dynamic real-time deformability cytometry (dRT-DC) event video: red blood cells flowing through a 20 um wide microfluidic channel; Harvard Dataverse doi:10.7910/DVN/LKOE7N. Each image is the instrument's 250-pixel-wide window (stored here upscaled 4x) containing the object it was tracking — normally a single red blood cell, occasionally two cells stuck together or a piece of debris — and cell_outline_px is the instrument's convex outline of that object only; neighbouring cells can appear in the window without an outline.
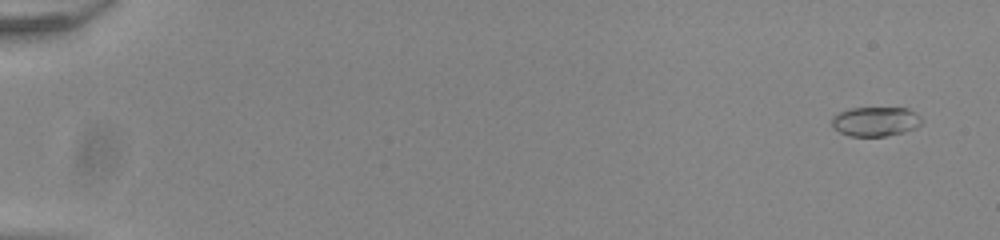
{"species": "common noctule bat (a hibernating species)", "species_latin": "Nyctalus noctula", "temperature_condition": "room temperature", "stored_images_in_passage": 12, "camera_frame_rate_fps": 3000, "um_per_image_px": 0.085, "animal": {"sex": "male", "body_mass_g": 20.0, "forearm_length_mm": 53.3}, "frame": {"image": 1, "passage_image": 1, "time_ms": 0.0, "image_size_px": [1000, 240], "cell_outline_px": [[924, 120], [916, 128], [904, 132], [884, 136], [848, 136], [832, 128], [832, 116], [848, 108], [908, 108], [920, 116]], "centroid_in_image_um": [74.41, 10.33], "position_along_channel_um": 10.6, "area_um2": 15.55}}